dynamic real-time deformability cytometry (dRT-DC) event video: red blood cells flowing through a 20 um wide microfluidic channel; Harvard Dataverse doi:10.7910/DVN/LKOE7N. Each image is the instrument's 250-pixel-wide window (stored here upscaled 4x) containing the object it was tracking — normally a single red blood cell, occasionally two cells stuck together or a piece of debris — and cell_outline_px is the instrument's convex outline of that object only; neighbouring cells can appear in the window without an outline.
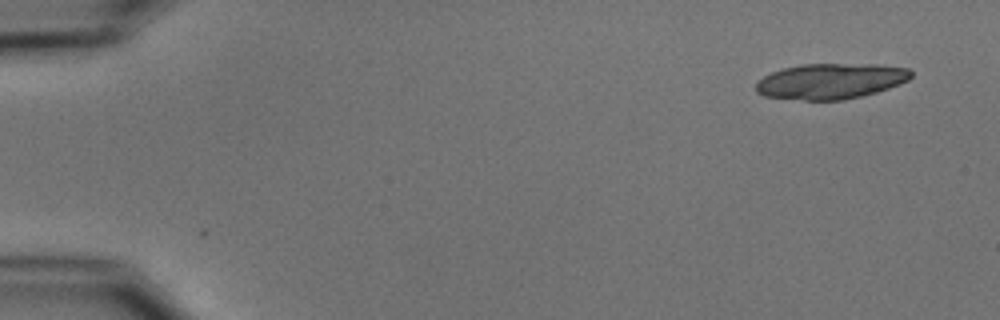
{"species": "common noctule bat (a hibernating species)", "species_latin": "Nyctalus noctula", "temperature_condition": "cold", "stored_images_in_passage": 4, "camera_frame_rate_fps": 3000, "um_per_image_px": 0.085, "animal": {"sex": "male", "body_mass_g": 15.6}, "frame": {"image": 1, "passage_image": 1, "time_ms": 0.0, "image_size_px": [1000, 320], "cell_outline_px": [[912, 76], [908, 80], [900, 84], [876, 92], [844, 100], [804, 100], [764, 96], [756, 92], [756, 84], [764, 76], [772, 72], [784, 68], [800, 64], [880, 64], [908, 68], [912, 72]], "centroid_in_image_um": [70.63, 6.89], "position_along_channel_um": 14.4, "area_um2": 32.14}}